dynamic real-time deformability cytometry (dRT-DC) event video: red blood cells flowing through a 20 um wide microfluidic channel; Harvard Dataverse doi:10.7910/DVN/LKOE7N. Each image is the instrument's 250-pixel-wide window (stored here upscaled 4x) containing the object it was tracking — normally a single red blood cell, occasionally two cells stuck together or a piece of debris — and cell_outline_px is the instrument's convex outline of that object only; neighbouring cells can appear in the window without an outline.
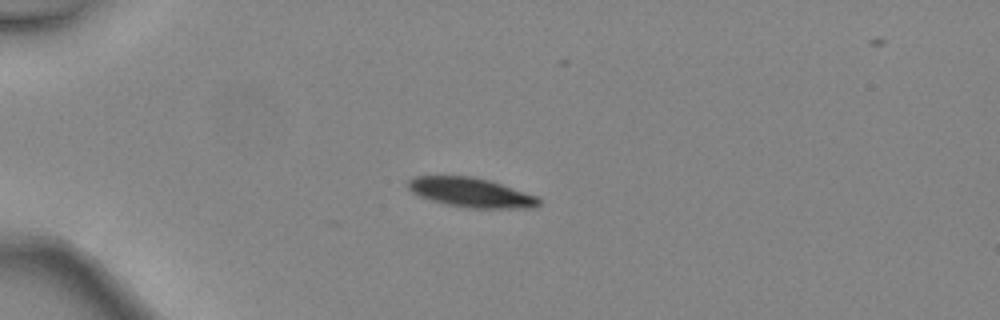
{"species": "common noctule bat (a hibernating species)", "species_latin": "Nyctalus noctula", "temperature_condition": "warm", "stored_images_in_passage": 34, "camera_frame_rate_fps": 3000, "um_per_image_px": 0.085, "animal": {"sex": "female", "body_mass_g": 24.6, "forearm_length_mm": 56.2}, "frame": {"image": 1, "passage_image": 1, "time_ms": 0.0, "image_size_px": [1000, 320], "cell_outline_px": [[540, 204], [532, 208], [468, 208], [448, 204], [432, 200], [420, 196], [412, 192], [408, 188], [408, 180], [412, 176], [472, 176], [488, 180], [536, 196], [540, 200]], "centroid_in_image_um": [40.0, 16.36], "position_along_channel_um": 45.0, "area_um2": 22.14}}
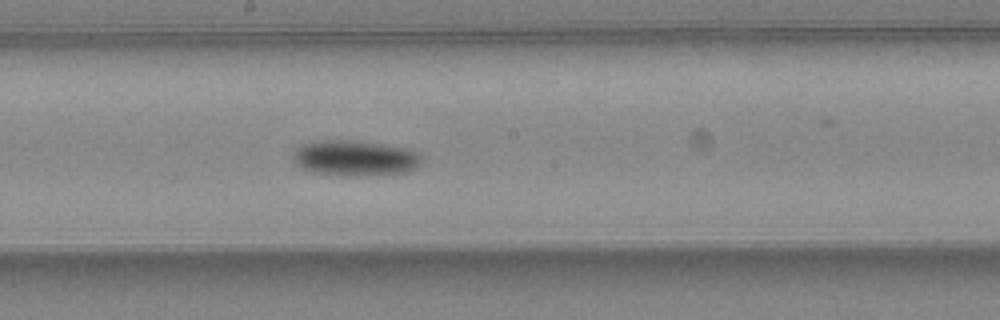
{"frame": {"image": 2, "passage_image": 15, "time_ms": 4.667, "image_size_px": [1000, 320], "cell_outline_px": [[420, 164], [416, 168], [404, 172], [360, 176], [340, 176], [312, 172], [300, 168], [292, 160], [292, 152], [300, 144], [320, 140], [356, 140], [384, 144], [408, 148], [416, 152], [420, 156]], "centroid_in_image_um": [30.1, 13.43], "position_along_channel_um": 218.1, "area_um2": 27.05}}
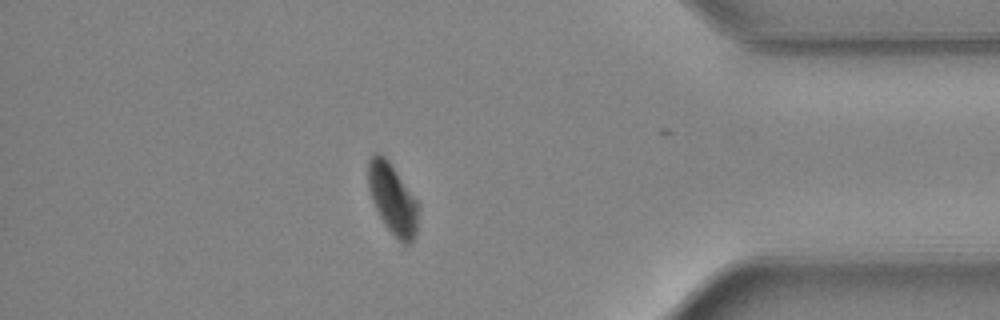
{"frame": {"image": 3, "passage_image": 29, "time_ms": 9.333, "image_size_px": [1000, 320], "cell_outline_px": [[420, 208], [416, 232], [412, 240], [408, 244], [404, 244], [384, 224], [372, 200], [368, 188], [368, 160], [376, 152], [380, 152], [388, 160], [420, 204]], "centroid_in_image_um": [33.38, 16.88], "position_along_channel_um": 401.8, "area_um2": 20.52}, "authors_computed_cell_mechanics": {"area_um2": 24.2471, "velocity_mm_per_s": 4.5251, "shape_relaxation_time_tau1_ms": 1.8504, "shape_relaxation_time_tau2_ms": null, "deformation_change_tau1": 0.1244, "deformation_change_tau2": null}}